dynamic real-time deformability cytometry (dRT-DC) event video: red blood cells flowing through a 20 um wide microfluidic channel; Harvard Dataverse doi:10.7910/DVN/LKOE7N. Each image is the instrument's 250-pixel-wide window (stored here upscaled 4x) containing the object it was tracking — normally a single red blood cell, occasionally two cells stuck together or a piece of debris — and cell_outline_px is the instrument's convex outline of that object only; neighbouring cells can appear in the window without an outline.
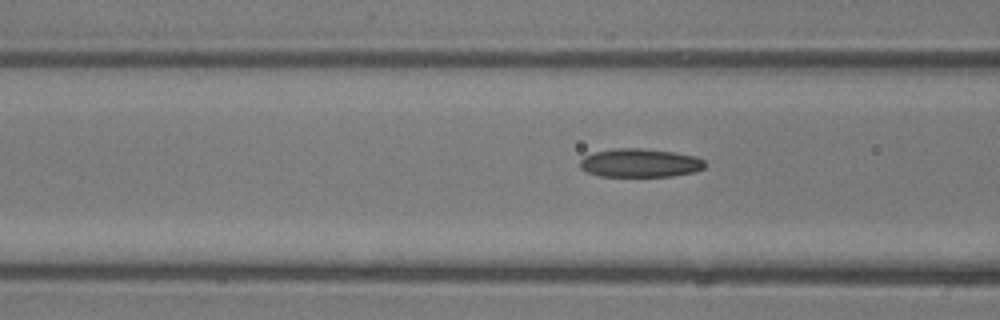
{"species": "common noctule bat (a hibernating species)", "species_latin": "Nyctalus noctula", "temperature_condition": "room temperature", "stored_images_in_passage": 5, "camera_frame_rate_fps": 3000, "um_per_image_px": 0.085, "animal": {"sex": "male", "body_mass_g": 13.3}, "frame": {"image": 1, "passage_image": 5, "time_ms": 1.333, "image_size_px": [1000, 320], "cell_outline_px": [[708, 164], [704, 168], [692, 172], [672, 176], [600, 176], [588, 172], [580, 168], [580, 160], [584, 156], [596, 152], [616, 148], [640, 148], [672, 152], [696, 156], [704, 160]], "centroid_in_image_um": [54.42, 13.85], "position_along_channel_um": 112.2, "area_um2": 20.69}}